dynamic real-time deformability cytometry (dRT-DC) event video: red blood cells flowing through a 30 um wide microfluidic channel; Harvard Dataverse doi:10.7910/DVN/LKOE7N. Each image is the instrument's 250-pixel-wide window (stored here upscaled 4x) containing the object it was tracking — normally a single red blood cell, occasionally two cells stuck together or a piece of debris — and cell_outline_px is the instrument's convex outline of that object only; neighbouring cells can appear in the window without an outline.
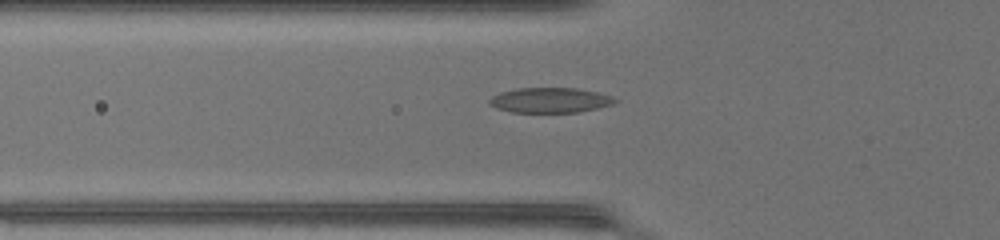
{"species": "common noctule bat (a hibernating species)", "species_latin": "Nyctalus noctula", "temperature_condition": "warm", "stored_images_in_passage": 27, "segment_of_instrument_passage": [1, 2], "camera_frame_rate_fps": 3000, "um_per_image_px": 0.085, "animal": {"sex": "female", "body_mass_g": 17.0, "forearm_length_mm": 48.0}, "frame": {"image": 1, "passage_image": 6, "time_ms": 1.667, "image_size_px": [1000, 240], "cell_outline_px": [[620, 100], [612, 104], [596, 108], [576, 112], [512, 112], [496, 108], [488, 104], [488, 100], [492, 96], [500, 92], [516, 88], [576, 88], [596, 92], [612, 96]], "centroid_in_image_um": [46.72, 8.51], "position_along_channel_um": 79.1, "area_um2": 18.32}}
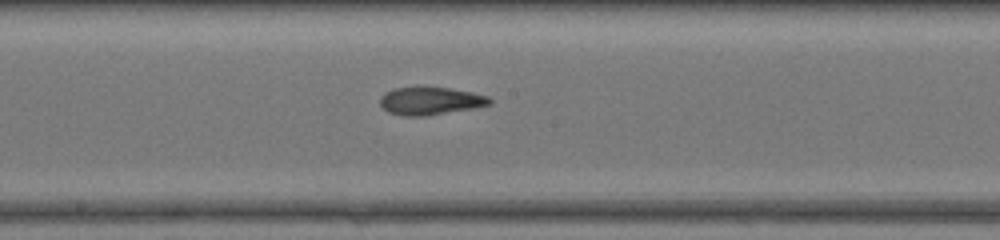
{"frame": {"image": 2, "passage_image": 15, "time_ms": 4.667, "image_size_px": [1000, 240], "cell_outline_px": [[492, 100], [488, 104], [472, 108], [424, 116], [404, 116], [388, 112], [380, 104], [380, 100], [392, 88], [448, 88], [472, 92], [488, 96]], "centroid_in_image_um": [36.58, 8.59], "position_along_channel_um": 211.6, "area_um2": 17.17}}
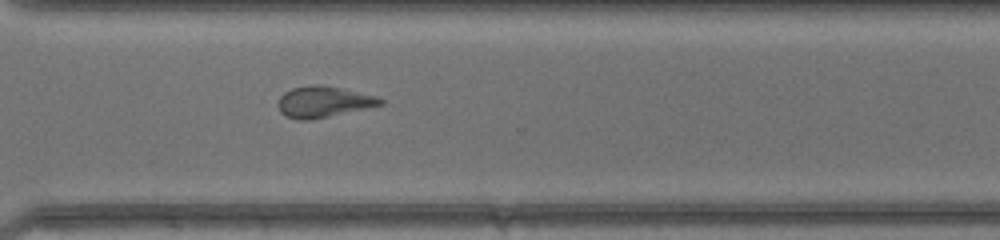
{"frame": {"image": 3, "passage_image": 24, "time_ms": 7.667, "image_size_px": [1000, 240], "cell_outline_px": [[384, 104], [328, 116], [308, 120], [296, 120], [280, 112], [276, 104], [280, 96], [284, 92], [292, 88], [312, 84], [320, 84], [376, 96], [384, 100]], "centroid_in_image_um": [27.44, 8.65], "position_along_channel_um": 343.2, "area_um2": 18.32}}